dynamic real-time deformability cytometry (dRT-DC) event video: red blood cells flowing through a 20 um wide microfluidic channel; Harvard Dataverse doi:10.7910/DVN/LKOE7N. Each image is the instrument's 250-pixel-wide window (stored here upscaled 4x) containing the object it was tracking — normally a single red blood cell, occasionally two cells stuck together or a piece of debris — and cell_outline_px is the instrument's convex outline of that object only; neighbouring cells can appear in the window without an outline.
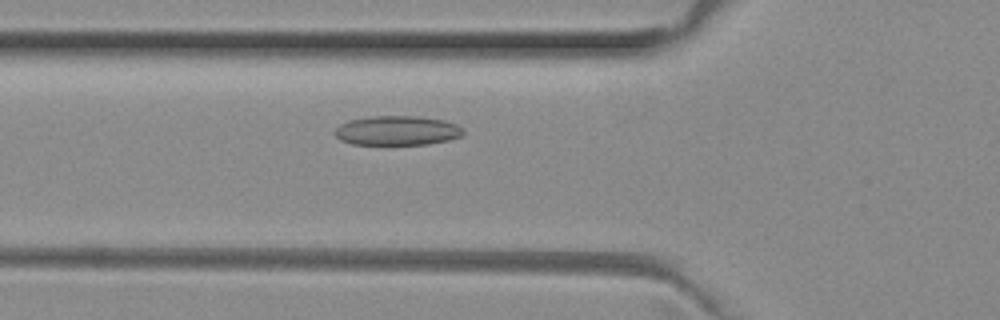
{"species": "common noctule bat (a hibernating species)", "species_latin": "Nyctalus noctula", "temperature_condition": "room temperature", "stored_images_in_passage": 44, "camera_frame_rate_fps": 3000, "um_per_image_px": 0.085, "animal": {"sex": "female", "body_mass_g": 29.2, "forearm_length_mm": 56.3}, "frame": {"image": 1, "passage_image": 11, "time_ms": 3.333, "image_size_px": [1000, 320], "cell_outline_px": [[464, 132], [460, 136], [448, 140], [428, 144], [352, 144], [340, 140], [336, 136], [336, 128], [340, 124], [348, 120], [372, 116], [420, 116], [444, 120], [456, 124], [464, 128]], "centroid_in_image_um": [33.77, 11.09], "position_along_channel_um": 92.0, "area_um2": 22.02}}
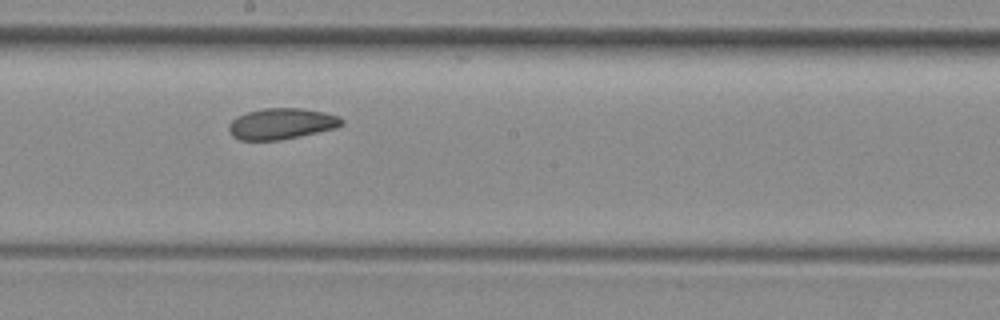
{"frame": {"image": 2, "passage_image": 21, "time_ms": 6.667, "image_size_px": [1000, 320], "cell_outline_px": [[344, 124], [336, 128], [300, 136], [280, 140], [240, 140], [232, 136], [228, 132], [228, 124], [232, 120], [248, 112], [264, 108], [300, 108], [324, 112], [340, 116], [344, 120]], "centroid_in_image_um": [23.94, 10.52], "position_along_channel_um": 224.3, "area_um2": 20.46}}
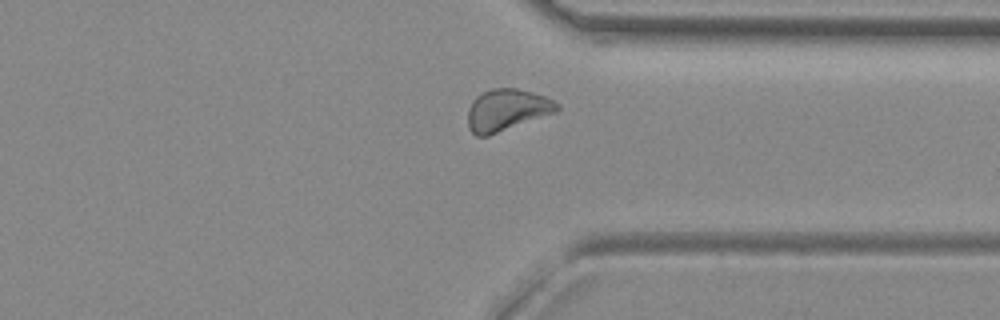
{"frame": {"image": 3, "passage_image": 32, "time_ms": 10.333, "image_size_px": [1000, 320], "cell_outline_px": [[560, 108], [556, 112], [488, 136], [476, 136], [468, 128], [468, 108], [472, 100], [476, 96], [492, 88], [516, 88], [532, 92], [544, 96], [560, 104]], "centroid_in_image_um": [43.06, 9.35], "position_along_channel_um": 368.3, "area_um2": 21.68}, "authors_computed_cell_mechanics": {"area_um2": 21.2415, "velocity_mm_per_s": 3.9593, "shape_relaxation_time_tau1_ms": null, "shape_relaxation_time_tau2_ms": 2.8003, "deformation_change_tau1": null, "deformation_change_tau2": 0.0822}}